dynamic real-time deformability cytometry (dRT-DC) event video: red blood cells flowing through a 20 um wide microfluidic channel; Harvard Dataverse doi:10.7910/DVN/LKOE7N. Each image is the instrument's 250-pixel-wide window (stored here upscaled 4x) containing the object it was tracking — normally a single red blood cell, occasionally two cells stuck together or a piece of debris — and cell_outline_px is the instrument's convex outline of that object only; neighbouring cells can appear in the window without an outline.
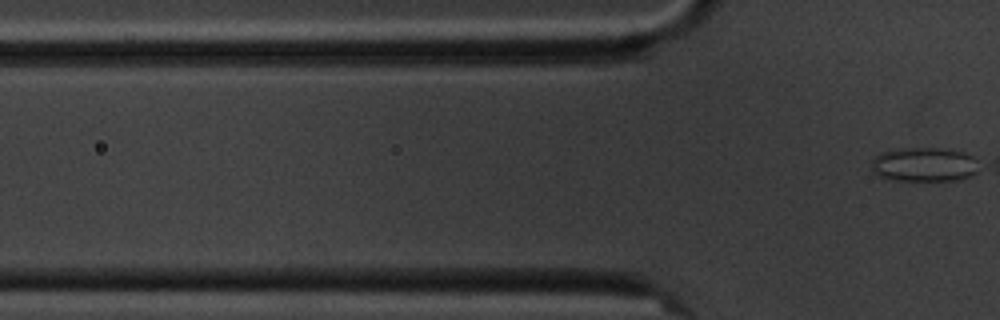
{"species": "common noctule bat (a hibernating species)", "species_latin": "Nyctalus noctula", "temperature_condition": "cold", "stored_images_in_passage": 7, "segment_of_instrument_passage": [2, 2], "camera_frame_rate_fps": 3000, "um_per_image_px": 0.085, "animal": {"sex": "male", "body_mass_g": 20.1, "forearm_length_mm": 53.5}, "frame": {"image": 1, "passage_image": 7, "time_ms": 7.667, "image_size_px": [1000, 320], "cell_outline_px": [[976, 172], [960, 180], [888, 180], [872, 172], [872, 160], [876, 156], [884, 152], [904, 148], [948, 148], [964, 152], [972, 156]], "centroid_in_image_um": [78.51, 13.98], "position_along_channel_um": 47.3, "area_um2": 21.15}}